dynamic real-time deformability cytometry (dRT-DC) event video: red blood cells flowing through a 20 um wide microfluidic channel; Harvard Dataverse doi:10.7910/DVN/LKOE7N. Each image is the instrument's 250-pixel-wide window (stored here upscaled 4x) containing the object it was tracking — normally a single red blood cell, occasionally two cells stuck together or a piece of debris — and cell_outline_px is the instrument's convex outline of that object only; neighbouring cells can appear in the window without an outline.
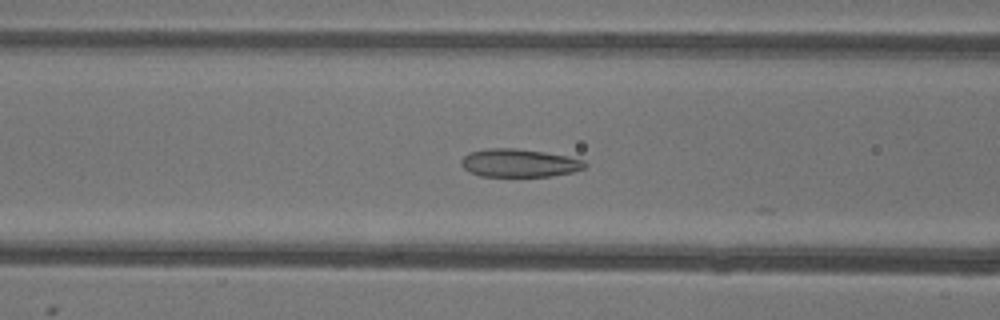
{"species": "common noctule bat (a hibernating species)", "species_latin": "Nyctalus noctula", "temperature_condition": "warm", "stored_images_in_passage": 17, "camera_frame_rate_fps": 3000, "um_per_image_px": 0.085, "animal": {"sex": "female"}, "frame": {"image": 1, "passage_image": 14, "time_ms": 4.333, "image_size_px": [1000, 320], "cell_outline_px": [[588, 164], [584, 168], [572, 172], [552, 176], [480, 176], [464, 168], [460, 164], [460, 160], [468, 152], [488, 148], [516, 148], [544, 152], [568, 156], [584, 160]], "centroid_in_image_um": [44.13, 13.85], "position_along_channel_um": 122.5, "area_um2": 20.29}}